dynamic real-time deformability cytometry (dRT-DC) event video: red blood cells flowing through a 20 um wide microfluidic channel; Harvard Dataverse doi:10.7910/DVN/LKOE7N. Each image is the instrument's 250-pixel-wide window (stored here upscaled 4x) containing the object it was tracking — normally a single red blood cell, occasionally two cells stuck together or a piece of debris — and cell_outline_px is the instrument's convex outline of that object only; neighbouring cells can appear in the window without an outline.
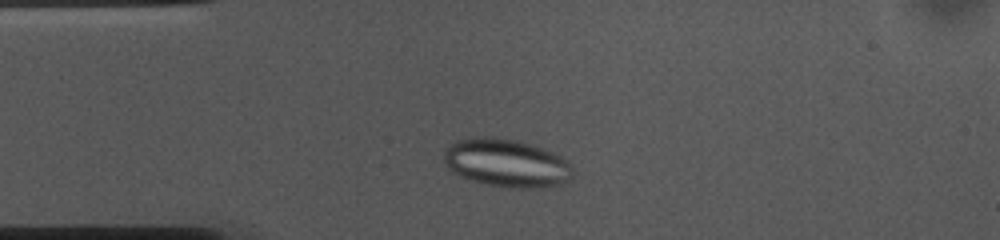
{"species": "common noctule bat (a hibernating species)", "species_latin": "Nyctalus noctula", "temperature_condition": "cold", "stored_images_in_passage": 38, "camera_frame_rate_fps": 3000, "um_per_image_px": 0.085, "animal": {"sex": "female", "body_mass_g": 10.0, "forearm_length_mm": 53.1}, "frame": {"image": 1, "passage_image": 6, "time_ms": 1.667, "image_size_px": [1000, 240], "cell_outline_px": [[572, 180], [564, 184], [548, 188], [516, 188], [488, 184], [472, 180], [460, 176], [452, 172], [444, 164], [444, 152], [456, 140], [472, 136], [496, 136], [520, 140], [532, 144], [552, 152], [560, 156], [572, 164]], "centroid_in_image_um": [43.09, 13.85], "position_along_channel_um": 41.9, "area_um2": 36.76}}
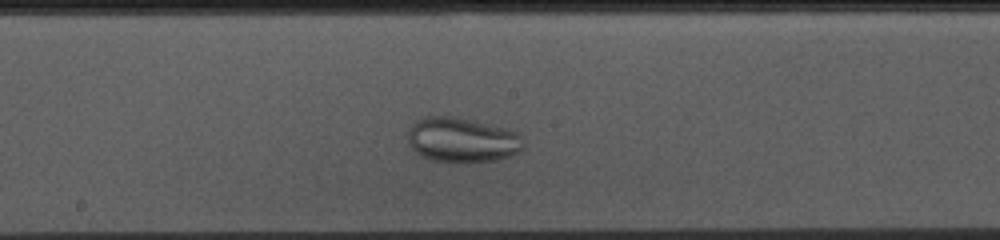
{"frame": {"image": 2, "passage_image": 21, "time_ms": 6.667, "image_size_px": [1000, 240], "cell_outline_px": [[524, 148], [520, 152], [512, 156], [496, 160], [464, 164], [432, 160], [420, 156], [408, 144], [408, 132], [412, 124], [416, 120], [424, 116], [456, 116], [504, 128], [516, 132], [520, 136]], "centroid_in_image_um": [39.26, 11.92], "position_along_channel_um": 208.9, "area_um2": 30.69}}
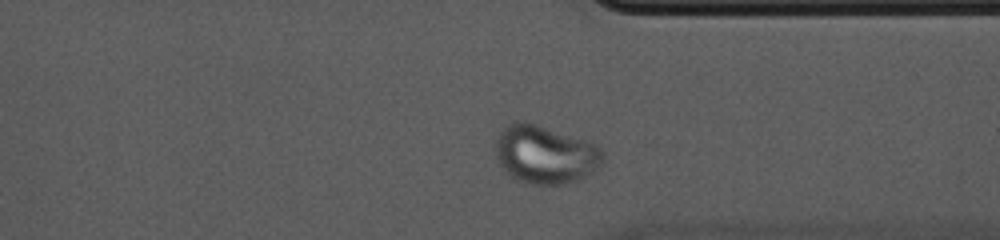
{"frame": {"image": 3, "passage_image": 34, "time_ms": 11.0, "image_size_px": [1000, 240], "cell_outline_px": [[604, 160], [592, 172], [576, 180], [564, 184], [532, 184], [516, 180], [500, 164], [496, 156], [496, 140], [500, 132], [508, 124], [516, 120], [524, 120], [588, 140], [596, 144], [604, 152]], "centroid_in_image_um": [46.35, 13.1], "position_along_channel_um": 365.0, "area_um2": 36.41}}